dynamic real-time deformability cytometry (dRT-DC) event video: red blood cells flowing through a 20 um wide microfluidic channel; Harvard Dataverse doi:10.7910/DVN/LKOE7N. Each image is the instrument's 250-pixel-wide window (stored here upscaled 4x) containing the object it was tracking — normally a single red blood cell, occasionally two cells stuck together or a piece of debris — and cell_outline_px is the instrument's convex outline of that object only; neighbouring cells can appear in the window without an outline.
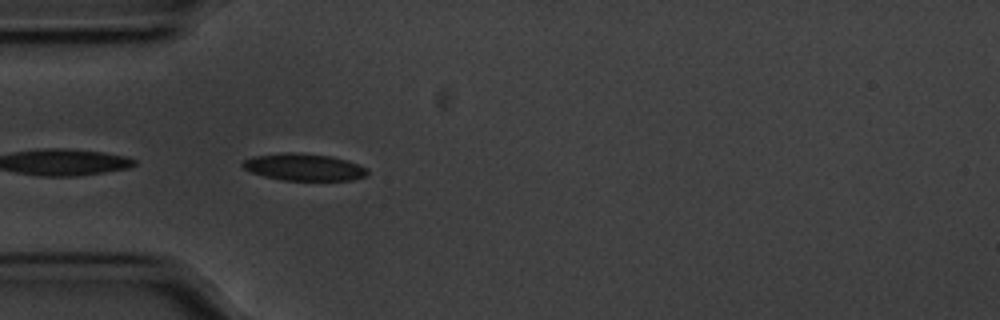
{"species": "common noctule bat (a hibernating species)", "species_latin": "Nyctalus noctula", "temperature_condition": "cold", "stored_images_in_passage": 18, "camera_frame_rate_fps": 3000, "um_per_image_px": 0.085, "animal": {"sex": "male", "body_mass_g": 20.1, "forearm_length_mm": 53.5}, "frame": {"image": 1, "passage_image": 1, "time_ms": 0.0, "image_size_px": [1000, 320], "cell_outline_px": [[368, 172], [364, 176], [352, 180], [284, 180], [264, 176], [252, 172], [244, 168], [240, 164], [244, 160], [252, 156], [284, 152], [296, 152], [332, 156], [368, 168]], "centroid_in_image_um": [25.8, 14.19], "position_along_channel_um": 59.2, "area_um2": 19.54}}
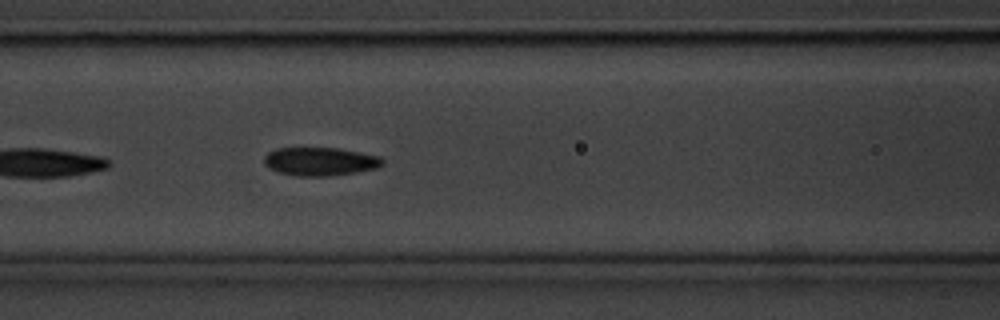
{"frame": {"image": 2, "passage_image": 8, "time_ms": 2.333, "image_size_px": [1000, 320], "cell_outline_px": [[384, 164], [376, 168], [356, 172], [328, 176], [292, 176], [268, 168], [264, 164], [264, 156], [268, 152], [276, 148], [336, 148], [380, 156], [384, 160]], "centroid_in_image_um": [27.18, 13.73], "position_along_channel_um": 139.4, "area_um2": 19.59}}